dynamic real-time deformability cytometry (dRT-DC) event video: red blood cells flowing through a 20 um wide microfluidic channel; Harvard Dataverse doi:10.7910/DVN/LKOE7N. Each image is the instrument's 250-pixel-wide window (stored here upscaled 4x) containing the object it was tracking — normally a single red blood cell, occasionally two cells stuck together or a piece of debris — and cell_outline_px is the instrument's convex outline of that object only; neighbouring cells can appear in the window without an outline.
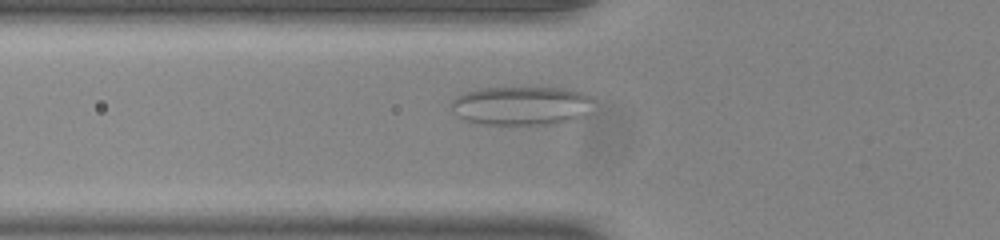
{"species": "common noctule bat (a hibernating species)", "species_latin": "Nyctalus noctula", "temperature_condition": "room temperature", "stored_images_in_passage": 36, "camera_frame_rate_fps": 3000, "um_per_image_px": 0.085, "animal": {"sex": "male", "body_mass_g": 20.0, "forearm_length_mm": 53.3}, "frame": {"image": 1, "passage_image": 2, "time_ms": 0.333, "image_size_px": [1000, 240], "cell_outline_px": [[596, 100], [584, 116], [572, 120], [556, 124], [480, 124], [464, 120], [452, 108], [452, 100], [456, 96], [464, 92], [480, 88], [564, 88], [580, 92], [592, 96]], "centroid_in_image_um": [44.36, 8.98], "position_along_channel_um": 81.4, "area_um2": 32.31}}
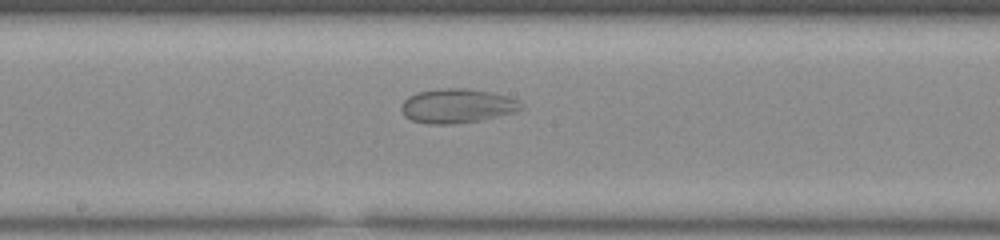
{"frame": {"image": 2, "passage_image": 12, "time_ms": 3.667, "image_size_px": [1000, 240], "cell_outline_px": [[524, 108], [516, 112], [480, 120], [452, 124], [428, 124], [412, 120], [404, 116], [400, 108], [400, 104], [408, 96], [416, 92], [436, 88], [468, 88], [492, 92], [508, 96], [520, 100]], "centroid_in_image_um": [38.85, 8.99], "position_along_channel_um": 209.3, "area_um2": 24.33}}
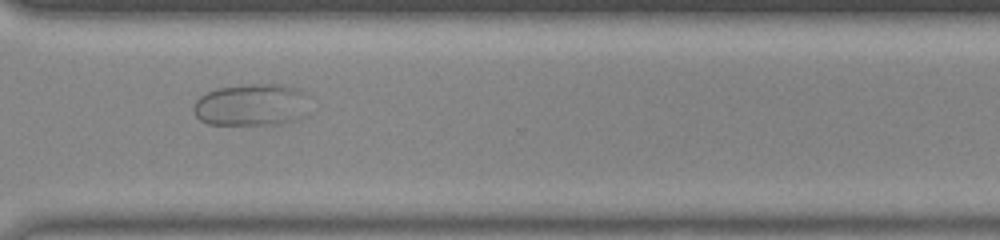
{"frame": {"image": 3, "passage_image": 23, "time_ms": 7.333, "image_size_px": [1000, 240], "cell_outline_px": [[308, 116], [300, 120], [280, 124], [208, 124], [200, 120], [196, 116], [192, 108], [196, 100], [200, 96], [216, 88], [248, 84], [284, 84], [308, 92]], "centroid_in_image_um": [21.46, 8.91], "position_along_channel_um": 349.1, "area_um2": 29.19}}